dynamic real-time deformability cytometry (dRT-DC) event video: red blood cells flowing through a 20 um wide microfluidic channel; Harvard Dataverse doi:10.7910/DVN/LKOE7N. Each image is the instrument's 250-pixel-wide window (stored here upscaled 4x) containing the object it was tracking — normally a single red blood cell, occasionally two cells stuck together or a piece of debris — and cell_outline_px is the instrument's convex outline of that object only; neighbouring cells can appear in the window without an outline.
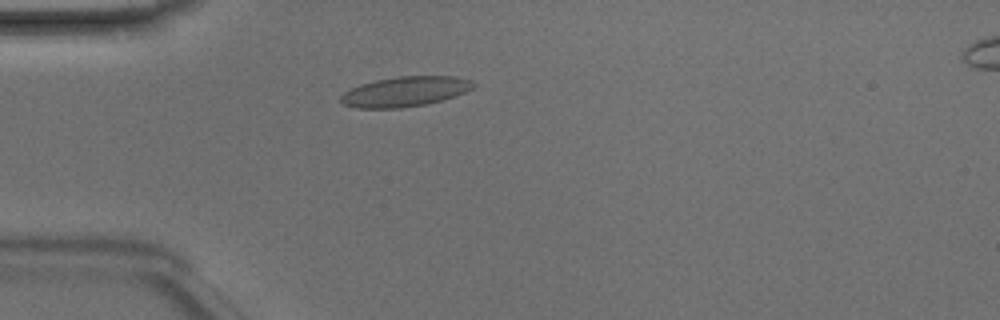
{"species": "Egyptian fruit bat (a non-hibernating species)", "species_latin": "Rousettus aegyptiacus", "temperature_condition": "room temperature", "stored_images_in_passage": 38, "camera_frame_rate_fps": 3000, "um_per_image_px": 0.085, "animal": {"sex": "male"}, "frame": {"image": 1, "passage_image": 3, "time_ms": 0.667, "image_size_px": [1000, 320], "cell_outline_px": [[476, 84], [472, 88], [464, 92], [428, 104], [400, 108], [356, 108], [344, 104], [340, 100], [340, 96], [344, 92], [360, 84], [376, 80], [396, 76], [456, 76], [472, 80]], "centroid_in_image_um": [34.42, 7.78], "position_along_channel_um": 50.6, "area_um2": 23.12}}
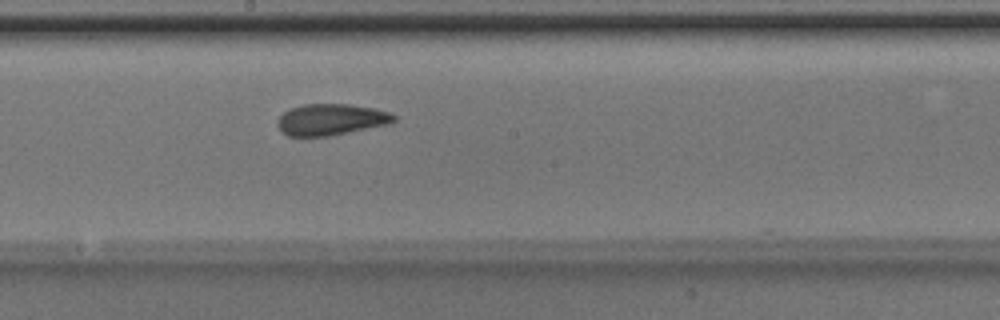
{"frame": {"image": 2, "passage_image": 16, "time_ms": 5.0, "image_size_px": [1000, 320], "cell_outline_px": [[396, 120], [384, 124], [328, 136], [288, 136], [280, 132], [276, 124], [280, 116], [288, 108], [304, 104], [348, 104], [372, 108], [388, 112], [396, 116]], "centroid_in_image_um": [28.03, 10.15], "position_along_channel_um": 220.2, "area_um2": 20.98}}
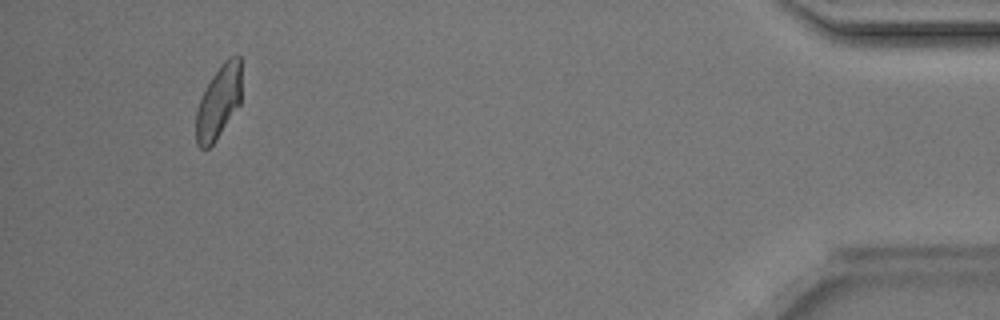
{"frame": {"image": 3, "passage_image": 35, "time_ms": 11.333, "image_size_px": [1000, 320], "cell_outline_px": [[240, 104], [216, 140], [208, 148], [200, 148], [196, 144], [196, 112], [204, 88], [220, 64], [228, 56], [240, 56]], "centroid_in_image_um": [18.56, 8.66], "position_along_channel_um": 416.6, "area_um2": 19.36}, "authors_computed_cell_mechanics": {"area_um2": 20.9525, "velocity_mm_per_s": 4.195, "shape_relaxation_time_tau1_ms": 4.2575, "shape_relaxation_time_tau2_ms": 1.8583, "deformation_change_tau1": 0.1268, "deformation_change_tau2": 0.0565}}